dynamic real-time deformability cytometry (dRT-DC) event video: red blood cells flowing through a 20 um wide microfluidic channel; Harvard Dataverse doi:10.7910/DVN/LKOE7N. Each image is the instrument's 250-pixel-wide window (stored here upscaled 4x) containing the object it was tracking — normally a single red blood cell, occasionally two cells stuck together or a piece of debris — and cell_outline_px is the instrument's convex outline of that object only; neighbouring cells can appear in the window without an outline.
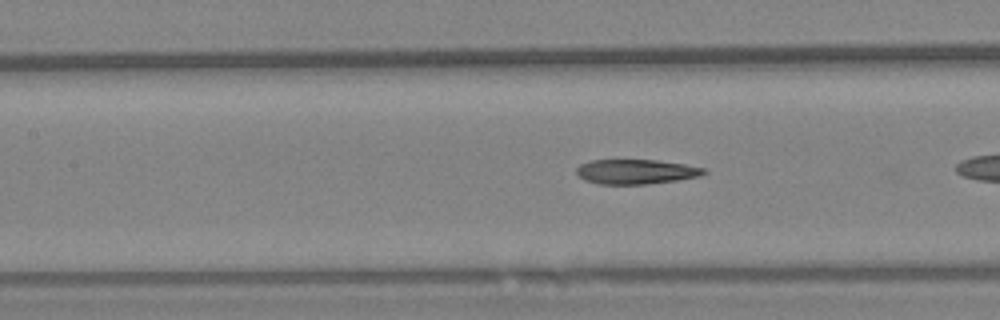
{"species": "Egyptian fruit bat (a non-hibernating species)", "species_latin": "Rousettus aegyptiacus", "temperature_condition": "warm", "stored_images_in_passage": 28, "camera_frame_rate_fps": 3000, "um_per_image_px": 0.085, "animal": {"sex": "female"}, "frame": {"image": 1, "passage_image": 9, "time_ms": 2.667, "image_size_px": [1000, 320], "cell_outline_px": [[708, 172], [700, 176], [676, 180], [644, 184], [600, 184], [584, 180], [576, 172], [576, 168], [580, 164], [592, 160], [656, 160], [684, 164], [708, 168]], "centroid_in_image_um": [54.09, 14.59], "position_along_channel_um": 153.3, "area_um2": 18.32}}
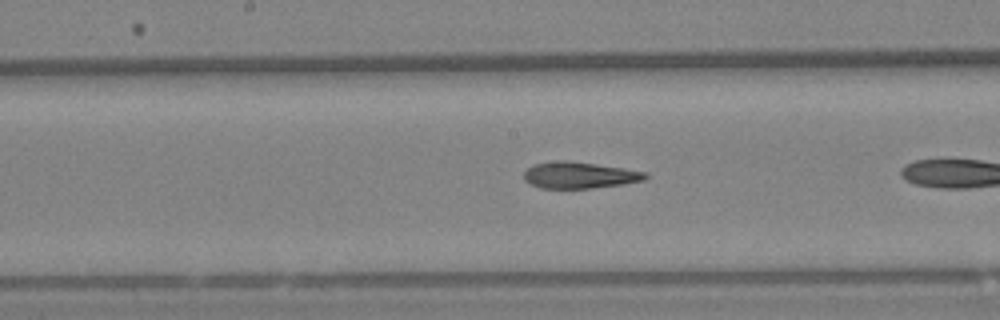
{"frame": {"image": 2, "passage_image": 13, "time_ms": 4.0, "image_size_px": [1000, 320], "cell_outline_px": [[648, 176], [644, 180], [624, 184], [592, 188], [540, 188], [524, 180], [524, 172], [532, 164], [560, 160], [568, 160], [596, 164], [648, 172]], "centroid_in_image_um": [49.25, 14.88], "position_along_channel_um": 198.9, "area_um2": 18.73}}
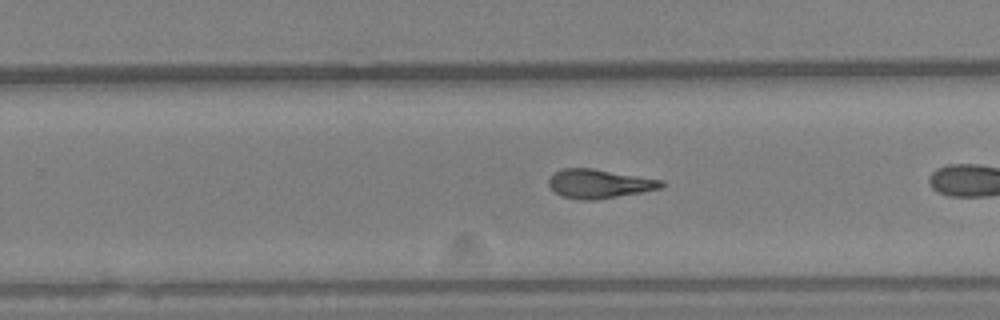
{"frame": {"image": 3, "passage_image": 20, "time_ms": 6.333, "image_size_px": [1000, 320], "cell_outline_px": [[664, 184], [660, 188], [640, 192], [596, 200], [580, 200], [564, 196], [556, 192], [548, 184], [548, 180], [556, 172], [564, 168], [592, 168], [664, 180]], "centroid_in_image_um": [50.94, 15.61], "position_along_channel_um": 278.9, "area_um2": 18.73}}